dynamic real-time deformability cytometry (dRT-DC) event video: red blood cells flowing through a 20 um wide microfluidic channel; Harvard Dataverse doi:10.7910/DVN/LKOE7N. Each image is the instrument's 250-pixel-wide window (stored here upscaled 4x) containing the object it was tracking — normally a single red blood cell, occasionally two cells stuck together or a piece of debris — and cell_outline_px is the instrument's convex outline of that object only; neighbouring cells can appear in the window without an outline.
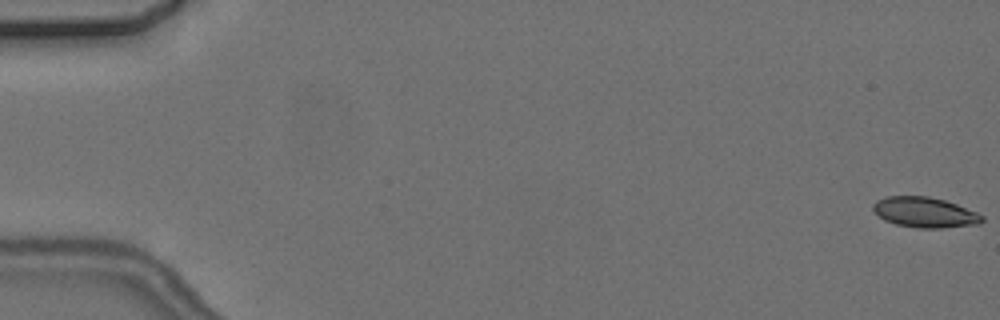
{"species": "common noctule bat (a hibernating species)", "species_latin": "Nyctalus noctula", "temperature_condition": "cold", "stored_images_in_passage": 5, "camera_frame_rate_fps": 3000, "um_per_image_px": 0.085, "animal": {"sex": "female", "body_mass_g": 24.6, "forearm_length_mm": 56.2}, "frame": {"image": 1, "passage_image": 1, "time_ms": 0.0, "image_size_px": [1000, 320], "cell_outline_px": [[984, 220], [980, 224], [940, 228], [916, 228], [896, 224], [884, 220], [872, 208], [872, 204], [876, 200], [884, 196], [928, 196], [944, 200], [956, 204], [976, 212], [984, 216]], "centroid_in_image_um": [78.6, 18.05], "position_along_channel_um": 6.4, "area_um2": 19.31}}
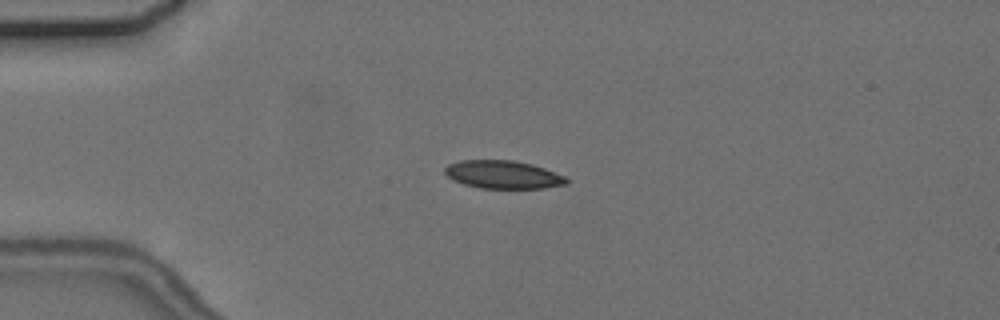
{"frame": {"image": 2, "passage_image": 5, "time_ms": 4.667, "image_size_px": [1000, 320], "cell_outline_px": [[568, 184], [544, 188], [480, 188], [464, 184], [452, 180], [444, 172], [444, 168], [448, 164], [460, 160], [512, 160], [532, 164], [544, 168], [564, 176], [568, 180]], "centroid_in_image_um": [42.74, 14.84], "position_along_channel_um": 42.3, "area_um2": 19.88}}